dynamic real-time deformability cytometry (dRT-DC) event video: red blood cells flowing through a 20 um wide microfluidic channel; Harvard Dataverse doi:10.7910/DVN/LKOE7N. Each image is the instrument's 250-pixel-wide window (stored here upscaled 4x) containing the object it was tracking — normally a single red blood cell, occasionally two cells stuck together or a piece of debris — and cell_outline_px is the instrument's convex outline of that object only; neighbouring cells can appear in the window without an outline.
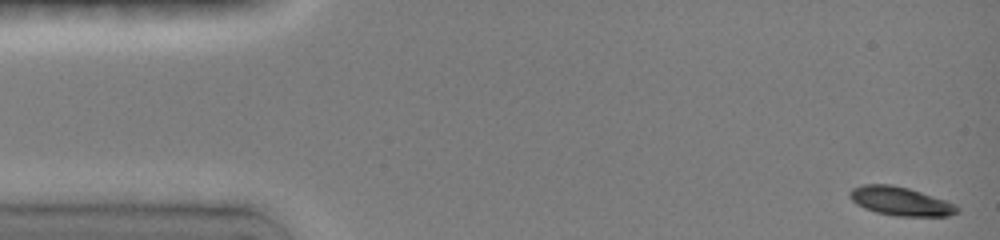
{"species": "common noctule bat (a hibernating species)", "species_latin": "Nyctalus noctula", "temperature_condition": "room temperature", "stored_images_in_passage": 40, "camera_frame_rate_fps": 3000, "um_per_image_px": 0.085, "animal": {"sex": "female", "body_mass_g": 19.0, "forearm_length_mm": 51.5}, "frame": {"image": 1, "passage_image": 1, "time_ms": 0.0, "image_size_px": [1000, 240], "cell_outline_px": [[960, 212], [948, 216], [896, 216], [876, 212], [864, 208], [856, 204], [848, 196], [848, 192], [852, 188], [864, 184], [892, 184], [908, 188], [956, 204], [960, 208]], "centroid_in_image_um": [76.53, 17.1], "position_along_channel_um": 8.5, "area_um2": 18.03}}
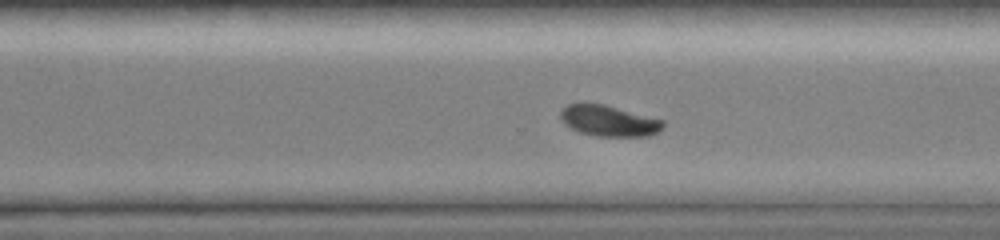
{"frame": {"image": 2, "passage_image": 28, "time_ms": 10.667, "image_size_px": [1000, 240], "cell_outline_px": [[664, 124], [660, 132], [648, 136], [596, 136], [580, 132], [564, 124], [560, 120], [560, 112], [568, 104], [604, 104], [664, 120]], "centroid_in_image_um": [51.77, 10.28], "position_along_channel_um": 318.8, "area_um2": 18.38}}
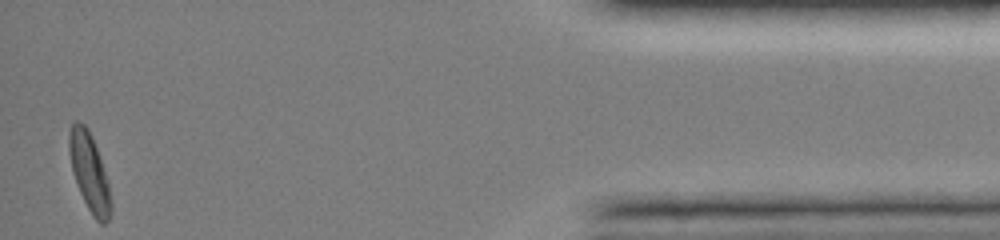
{"frame": {"image": 3, "passage_image": 40, "time_ms": 15.0, "image_size_px": [1000, 240], "cell_outline_px": [[112, 212], [108, 220], [104, 224], [100, 224], [92, 216], [80, 192], [72, 172], [68, 152], [68, 136], [72, 124], [76, 120], [84, 124], [88, 128], [92, 136], [108, 184], [112, 204]], "centroid_in_image_um": [7.58, 14.65], "position_along_channel_um": 427.6, "area_um2": 18.84}, "authors_computed_cell_mechanics": {"area_um2": 18.8428, "velocity_mm_per_s": 4.0161, "shape_relaxation_time_tau1_ms": 2.6085, "shape_relaxation_time_tau2_ms": null, "deformation_change_tau1": 0.1334, "deformation_change_tau2": null}}